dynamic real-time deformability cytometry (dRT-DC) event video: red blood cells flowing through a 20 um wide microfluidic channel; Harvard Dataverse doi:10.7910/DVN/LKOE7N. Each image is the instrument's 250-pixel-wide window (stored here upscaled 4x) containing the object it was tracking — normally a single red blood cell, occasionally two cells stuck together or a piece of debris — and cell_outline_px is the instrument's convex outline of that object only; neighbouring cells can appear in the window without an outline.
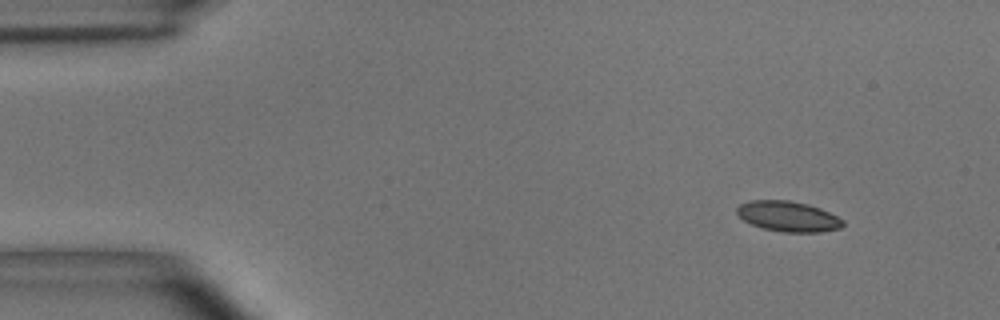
{"species": "common noctule bat (a hibernating species)", "species_latin": "Nyctalus noctula", "temperature_condition": "room temperature", "stored_images_in_passage": 50, "camera_frame_rate_fps": 3000, "um_per_image_px": 0.085, "animal": {"sex": "male", "body_mass_g": 15.6}, "frame": {"image": 1, "passage_image": 1, "time_ms": 0.0, "image_size_px": [1000, 320], "cell_outline_px": [[844, 224], [840, 228], [820, 232], [784, 232], [764, 228], [752, 224], [744, 220], [736, 212], [736, 208], [740, 204], [752, 200], [788, 200], [808, 204], [820, 208], [844, 220]], "centroid_in_image_um": [67.0, 18.39], "position_along_channel_um": 18.0, "area_um2": 18.61}}
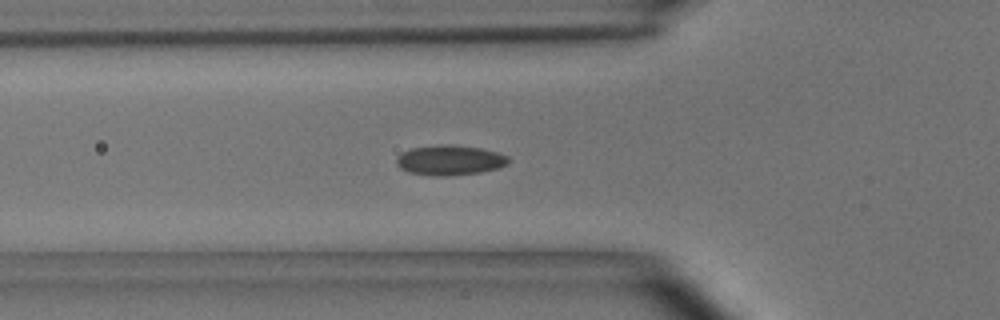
{"frame": {"image": 2, "passage_image": 14, "time_ms": 4.333, "image_size_px": [1000, 320], "cell_outline_px": [[508, 164], [500, 168], [480, 172], [448, 176], [436, 176], [408, 172], [400, 168], [396, 164], [396, 156], [400, 152], [412, 148], [440, 144], [448, 144], [480, 148], [496, 152], [508, 156]], "centroid_in_image_um": [38.2, 13.61], "position_along_channel_um": 87.6, "area_um2": 19.71}}
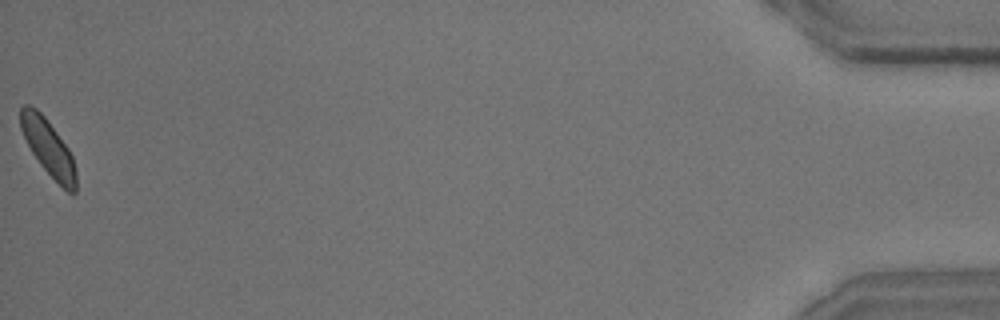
{"frame": {"image": 3, "passage_image": 50, "time_ms": 16.333, "image_size_px": [1000, 320], "cell_outline_px": [[76, 192], [72, 196], [40, 164], [32, 152], [20, 128], [20, 108], [24, 104], [28, 104], [36, 108], [44, 116], [68, 148], [72, 156], [76, 172]], "centroid_in_image_um": [4.1, 12.54], "position_along_channel_um": 431.1, "area_um2": 17.8}, "authors_computed_cell_mechanics": {"area_um2": 18.785, "velocity_mm_per_s": 3.6645, "shape_relaxation_time_tau1_ms": 4.8844, "shape_relaxation_time_tau2_ms": 0.7859, "deformation_change_tau1": 0.1106, "deformation_change_tau2": 0.049}}